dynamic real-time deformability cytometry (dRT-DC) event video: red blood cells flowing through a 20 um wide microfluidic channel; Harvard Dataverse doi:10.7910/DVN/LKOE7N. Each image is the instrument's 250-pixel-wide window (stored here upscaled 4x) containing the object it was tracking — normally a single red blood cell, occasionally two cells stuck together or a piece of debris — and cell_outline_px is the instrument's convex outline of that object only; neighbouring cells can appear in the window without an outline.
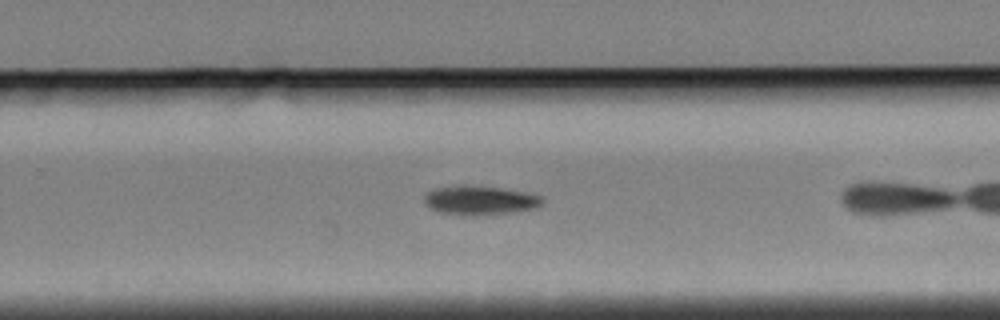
{"species": "Egyptian fruit bat (a non-hibernating species)", "species_latin": "Rousettus aegyptiacus", "temperature_condition": "cold", "stored_images_in_passage": 26, "camera_frame_rate_fps": 3000, "um_per_image_px": 0.085, "animal": {"sex": "female"}, "frame": {"image": 1, "passage_image": 17, "time_ms": 5.333, "image_size_px": [1000, 320], "cell_outline_px": [[544, 200], [536, 208], [508, 212], [472, 216], [436, 212], [428, 208], [424, 204], [424, 196], [428, 192], [436, 188], [460, 184], [464, 184], [496, 188], [520, 192], [540, 196]], "centroid_in_image_um": [40.67, 17.03], "position_along_channel_um": 289.1, "area_um2": 19.83}}
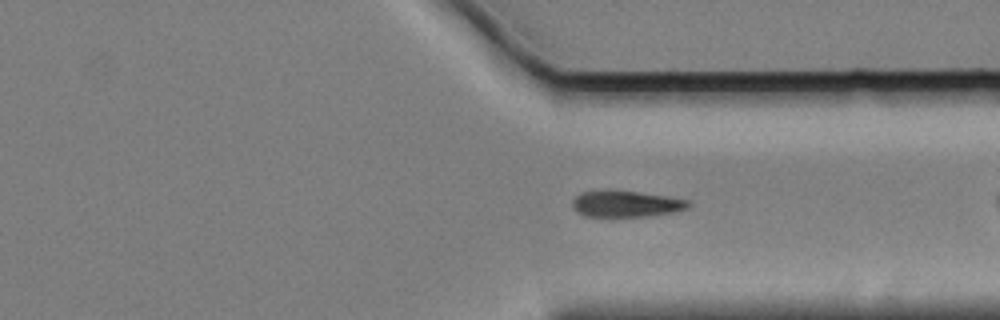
{"frame": {"image": 2, "passage_image": 23, "time_ms": 7.333, "image_size_px": [1000, 320], "cell_outline_px": [[692, 204], [688, 208], [676, 212], [644, 216], [584, 216], [576, 212], [572, 208], [572, 200], [580, 192], [604, 188], [608, 188], [668, 196], [692, 200]], "centroid_in_image_um": [53.2, 17.29], "position_along_channel_um": 358.2, "area_um2": 18.44}}